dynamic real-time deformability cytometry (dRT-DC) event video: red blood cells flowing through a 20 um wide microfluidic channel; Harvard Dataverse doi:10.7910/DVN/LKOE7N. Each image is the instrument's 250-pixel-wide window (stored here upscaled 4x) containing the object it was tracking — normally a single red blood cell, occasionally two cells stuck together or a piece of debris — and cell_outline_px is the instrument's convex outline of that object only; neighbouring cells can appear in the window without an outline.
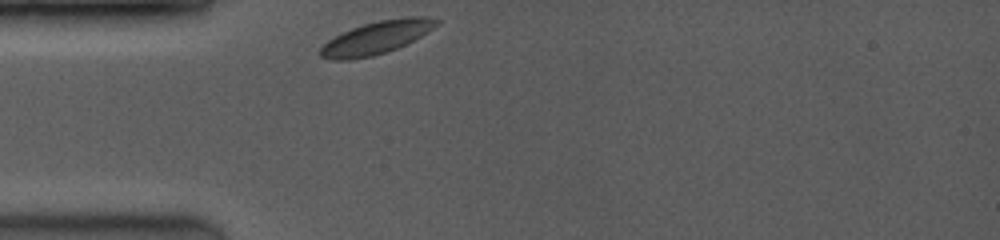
{"species": "common noctule bat (a hibernating species)", "species_latin": "Nyctalus noctula", "temperature_condition": "room temperature", "stored_images_in_passage": 13, "camera_frame_rate_fps": 3500, "um_per_image_px": 0.085, "animal": {"sex": "female", "body_mass_g": 19.0, "forearm_length_mm": 53.3}, "frame": {"image": 1, "passage_image": 1, "time_ms": 0.0, "image_size_px": [1000, 240], "cell_outline_px": [[440, 24], [428, 32], [396, 48], [372, 56], [348, 60], [332, 60], [320, 56], [320, 48], [328, 40], [352, 28], [364, 24], [380, 20], [408, 16], [428, 16], [440, 20]], "centroid_in_image_um": [32.03, 3.18], "position_along_channel_um": 53.0, "area_um2": 21.96}}
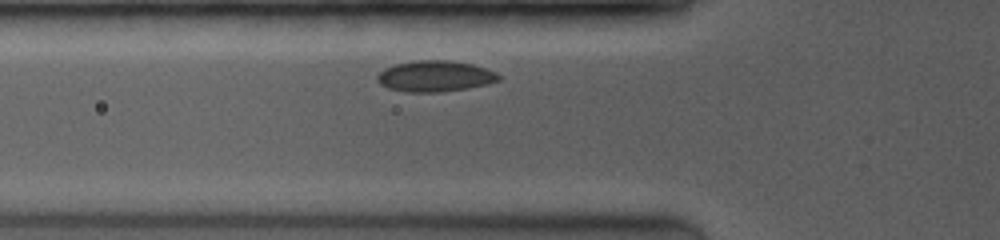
{"frame": {"image": 2, "passage_image": 4, "time_ms": 1.143, "image_size_px": [1000, 240], "cell_outline_px": [[500, 80], [468, 88], [436, 92], [408, 92], [388, 88], [380, 84], [376, 80], [376, 76], [384, 68], [396, 64], [416, 60], [448, 60], [472, 64], [496, 72], [500, 76]], "centroid_in_image_um": [36.94, 6.47], "position_along_channel_um": 88.9, "area_um2": 21.79}}